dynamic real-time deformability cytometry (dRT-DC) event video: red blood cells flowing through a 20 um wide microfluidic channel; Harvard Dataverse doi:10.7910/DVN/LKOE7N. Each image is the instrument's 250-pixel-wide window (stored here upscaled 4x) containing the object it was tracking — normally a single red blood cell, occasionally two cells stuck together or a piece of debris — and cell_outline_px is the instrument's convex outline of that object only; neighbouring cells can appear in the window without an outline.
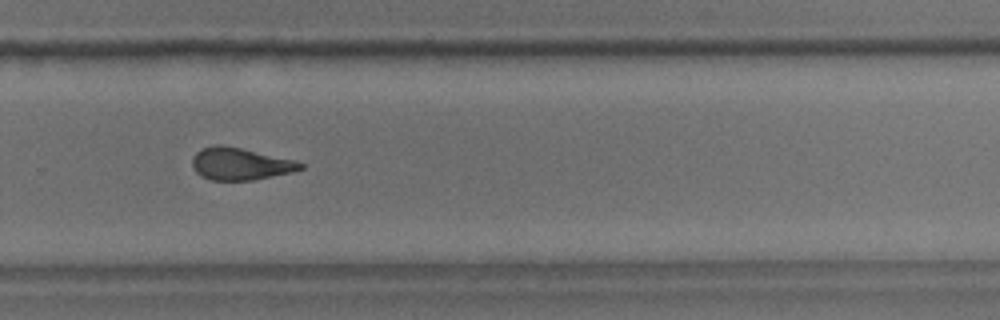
{"species": "common noctule bat (a hibernating species)", "species_latin": "Nyctalus noctula", "temperature_condition": "room temperature", "stored_images_in_passage": 39, "camera_frame_rate_fps": 3000, "um_per_image_px": 0.085, "animal": {"sex": "male", "body_mass_g": 18.8}, "frame": {"image": 1, "passage_image": 22, "time_ms": 7.0, "image_size_px": [1000, 320], "cell_outline_px": [[304, 168], [292, 172], [252, 180], [212, 180], [200, 176], [196, 172], [192, 164], [192, 156], [196, 152], [204, 148], [216, 144], [220, 144], [240, 148], [296, 160], [304, 164]], "centroid_in_image_um": [20.42, 13.93], "position_along_channel_um": 309.4, "area_um2": 20.23}}